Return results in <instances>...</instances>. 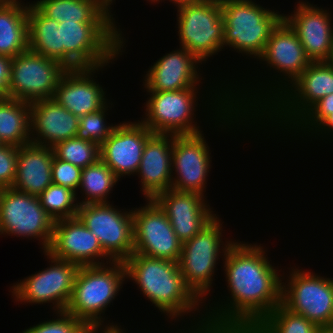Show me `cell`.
I'll list each match as a JSON object with an SVG mask.
<instances>
[{"instance_id": "46", "label": "cell", "mask_w": 333, "mask_h": 333, "mask_svg": "<svg viewBox=\"0 0 333 333\" xmlns=\"http://www.w3.org/2000/svg\"><path fill=\"white\" fill-rule=\"evenodd\" d=\"M111 13H115L113 12L112 10V5L114 4L115 5V1L116 0H99Z\"/></svg>"}, {"instance_id": "40", "label": "cell", "mask_w": 333, "mask_h": 333, "mask_svg": "<svg viewBox=\"0 0 333 333\" xmlns=\"http://www.w3.org/2000/svg\"><path fill=\"white\" fill-rule=\"evenodd\" d=\"M17 157V146L0 145V189L13 186L17 172Z\"/></svg>"}, {"instance_id": "49", "label": "cell", "mask_w": 333, "mask_h": 333, "mask_svg": "<svg viewBox=\"0 0 333 333\" xmlns=\"http://www.w3.org/2000/svg\"><path fill=\"white\" fill-rule=\"evenodd\" d=\"M318 333H333V327L321 328Z\"/></svg>"}, {"instance_id": "2", "label": "cell", "mask_w": 333, "mask_h": 333, "mask_svg": "<svg viewBox=\"0 0 333 333\" xmlns=\"http://www.w3.org/2000/svg\"><path fill=\"white\" fill-rule=\"evenodd\" d=\"M223 79L219 80L218 82L221 84L218 83L217 85L215 84L216 80H213V87L210 85L211 88H208L210 91L204 88L205 91H208L206 92L208 95L200 93L202 88H188L177 91H146V95L149 96L146 98L144 106H142L145 111L140 121L153 134L193 135L201 133L203 132L202 126L196 119L198 115L196 111L201 106L198 100L201 98L203 99L201 100L202 103H204V99L208 97L206 99L208 105L205 106H207V110H210L208 116L210 115L209 118L214 120L215 123L212 124L217 127V130L218 128L221 131L226 129L225 132L229 129L227 131L229 132L233 129L238 130L239 127H243V130H246L245 127H249L248 129L252 130L254 125V131L256 119L247 112L231 105L230 87L235 83V78L232 81H227V78Z\"/></svg>"}, {"instance_id": "11", "label": "cell", "mask_w": 333, "mask_h": 333, "mask_svg": "<svg viewBox=\"0 0 333 333\" xmlns=\"http://www.w3.org/2000/svg\"><path fill=\"white\" fill-rule=\"evenodd\" d=\"M287 269L288 274L282 273L281 304L320 328L333 327V278L299 266Z\"/></svg>"}, {"instance_id": "38", "label": "cell", "mask_w": 333, "mask_h": 333, "mask_svg": "<svg viewBox=\"0 0 333 333\" xmlns=\"http://www.w3.org/2000/svg\"><path fill=\"white\" fill-rule=\"evenodd\" d=\"M82 169L54 156L52 162V182L65 186L77 193L81 182Z\"/></svg>"}, {"instance_id": "13", "label": "cell", "mask_w": 333, "mask_h": 333, "mask_svg": "<svg viewBox=\"0 0 333 333\" xmlns=\"http://www.w3.org/2000/svg\"><path fill=\"white\" fill-rule=\"evenodd\" d=\"M55 221L39 198L13 187L0 189V236L36 239L40 252L50 246Z\"/></svg>"}, {"instance_id": "28", "label": "cell", "mask_w": 333, "mask_h": 333, "mask_svg": "<svg viewBox=\"0 0 333 333\" xmlns=\"http://www.w3.org/2000/svg\"><path fill=\"white\" fill-rule=\"evenodd\" d=\"M28 3L0 6V55L12 59L29 48Z\"/></svg>"}, {"instance_id": "3", "label": "cell", "mask_w": 333, "mask_h": 333, "mask_svg": "<svg viewBox=\"0 0 333 333\" xmlns=\"http://www.w3.org/2000/svg\"><path fill=\"white\" fill-rule=\"evenodd\" d=\"M258 61L259 64H263L265 68H268L267 77L265 76L263 79H259L258 75L252 77V74H248V76H250L247 80L243 81L244 84L236 79V83L230 87L231 105L247 112L255 119H257L311 63V60L305 54V50L296 32L284 19H282L271 32L264 52L257 59V62ZM270 74H273V76ZM250 77H252V79H250ZM264 78L266 79L264 80ZM253 79L256 80L254 81ZM246 81L248 84L245 83Z\"/></svg>"}, {"instance_id": "17", "label": "cell", "mask_w": 333, "mask_h": 333, "mask_svg": "<svg viewBox=\"0 0 333 333\" xmlns=\"http://www.w3.org/2000/svg\"><path fill=\"white\" fill-rule=\"evenodd\" d=\"M204 131L193 135H175L172 143L171 189L180 192H205L212 168V154Z\"/></svg>"}, {"instance_id": "16", "label": "cell", "mask_w": 333, "mask_h": 333, "mask_svg": "<svg viewBox=\"0 0 333 333\" xmlns=\"http://www.w3.org/2000/svg\"><path fill=\"white\" fill-rule=\"evenodd\" d=\"M145 201L133 208V253L178 262L182 243L167 215L153 199Z\"/></svg>"}, {"instance_id": "10", "label": "cell", "mask_w": 333, "mask_h": 333, "mask_svg": "<svg viewBox=\"0 0 333 333\" xmlns=\"http://www.w3.org/2000/svg\"><path fill=\"white\" fill-rule=\"evenodd\" d=\"M174 9L177 10L175 28L178 30L176 32L180 47L195 55L203 65L209 58L225 50L220 0L181 3Z\"/></svg>"}, {"instance_id": "8", "label": "cell", "mask_w": 333, "mask_h": 333, "mask_svg": "<svg viewBox=\"0 0 333 333\" xmlns=\"http://www.w3.org/2000/svg\"><path fill=\"white\" fill-rule=\"evenodd\" d=\"M224 22L223 47L257 59L283 13L265 8L255 0H220ZM281 12V13H280Z\"/></svg>"}, {"instance_id": "14", "label": "cell", "mask_w": 333, "mask_h": 333, "mask_svg": "<svg viewBox=\"0 0 333 333\" xmlns=\"http://www.w3.org/2000/svg\"><path fill=\"white\" fill-rule=\"evenodd\" d=\"M113 203L79 205L77 217L113 261H124L134 252L133 207L120 209Z\"/></svg>"}, {"instance_id": "23", "label": "cell", "mask_w": 333, "mask_h": 333, "mask_svg": "<svg viewBox=\"0 0 333 333\" xmlns=\"http://www.w3.org/2000/svg\"><path fill=\"white\" fill-rule=\"evenodd\" d=\"M153 200L167 215L182 244L197 235L218 215L210 206V201L198 193L168 189Z\"/></svg>"}, {"instance_id": "6", "label": "cell", "mask_w": 333, "mask_h": 333, "mask_svg": "<svg viewBox=\"0 0 333 333\" xmlns=\"http://www.w3.org/2000/svg\"><path fill=\"white\" fill-rule=\"evenodd\" d=\"M124 283L127 282L123 261L80 266L65 311L85 325L109 324L110 320L105 317V312L111 303L113 306V301L119 295Z\"/></svg>"}, {"instance_id": "37", "label": "cell", "mask_w": 333, "mask_h": 333, "mask_svg": "<svg viewBox=\"0 0 333 333\" xmlns=\"http://www.w3.org/2000/svg\"><path fill=\"white\" fill-rule=\"evenodd\" d=\"M85 328L82 321L63 311L53 313L52 319L40 321L20 333H84Z\"/></svg>"}, {"instance_id": "25", "label": "cell", "mask_w": 333, "mask_h": 333, "mask_svg": "<svg viewBox=\"0 0 333 333\" xmlns=\"http://www.w3.org/2000/svg\"><path fill=\"white\" fill-rule=\"evenodd\" d=\"M30 124L31 143L53 147L76 137L79 117L50 98L30 104Z\"/></svg>"}, {"instance_id": "39", "label": "cell", "mask_w": 333, "mask_h": 333, "mask_svg": "<svg viewBox=\"0 0 333 333\" xmlns=\"http://www.w3.org/2000/svg\"><path fill=\"white\" fill-rule=\"evenodd\" d=\"M254 327L237 321H223L203 316L196 319V333H251Z\"/></svg>"}, {"instance_id": "32", "label": "cell", "mask_w": 333, "mask_h": 333, "mask_svg": "<svg viewBox=\"0 0 333 333\" xmlns=\"http://www.w3.org/2000/svg\"><path fill=\"white\" fill-rule=\"evenodd\" d=\"M320 327L281 303L255 328L257 333H318Z\"/></svg>"}, {"instance_id": "48", "label": "cell", "mask_w": 333, "mask_h": 333, "mask_svg": "<svg viewBox=\"0 0 333 333\" xmlns=\"http://www.w3.org/2000/svg\"><path fill=\"white\" fill-rule=\"evenodd\" d=\"M326 62L329 63L333 67V44L331 46V51H330L329 57Z\"/></svg>"}, {"instance_id": "31", "label": "cell", "mask_w": 333, "mask_h": 333, "mask_svg": "<svg viewBox=\"0 0 333 333\" xmlns=\"http://www.w3.org/2000/svg\"><path fill=\"white\" fill-rule=\"evenodd\" d=\"M119 181L120 179L101 159L95 164L83 168L80 186L76 193L79 205L110 203L109 195L113 193V189Z\"/></svg>"}, {"instance_id": "43", "label": "cell", "mask_w": 333, "mask_h": 333, "mask_svg": "<svg viewBox=\"0 0 333 333\" xmlns=\"http://www.w3.org/2000/svg\"><path fill=\"white\" fill-rule=\"evenodd\" d=\"M126 331L119 323L111 321L109 324L86 325L84 333H127Z\"/></svg>"}, {"instance_id": "45", "label": "cell", "mask_w": 333, "mask_h": 333, "mask_svg": "<svg viewBox=\"0 0 333 333\" xmlns=\"http://www.w3.org/2000/svg\"><path fill=\"white\" fill-rule=\"evenodd\" d=\"M17 4H25L22 0H0V6L2 5H17Z\"/></svg>"}, {"instance_id": "4", "label": "cell", "mask_w": 333, "mask_h": 333, "mask_svg": "<svg viewBox=\"0 0 333 333\" xmlns=\"http://www.w3.org/2000/svg\"><path fill=\"white\" fill-rule=\"evenodd\" d=\"M123 263L126 282L135 283L137 290L170 324L184 323L185 317L191 321V316L196 320L205 315L204 304L186 286L178 262L132 253Z\"/></svg>"}, {"instance_id": "47", "label": "cell", "mask_w": 333, "mask_h": 333, "mask_svg": "<svg viewBox=\"0 0 333 333\" xmlns=\"http://www.w3.org/2000/svg\"><path fill=\"white\" fill-rule=\"evenodd\" d=\"M164 1H169L170 3H172V5L174 4V6H176L181 3L195 2L199 0H164Z\"/></svg>"}, {"instance_id": "24", "label": "cell", "mask_w": 333, "mask_h": 333, "mask_svg": "<svg viewBox=\"0 0 333 333\" xmlns=\"http://www.w3.org/2000/svg\"><path fill=\"white\" fill-rule=\"evenodd\" d=\"M173 134H153L146 142L135 177L139 178L141 194L154 199L171 189Z\"/></svg>"}, {"instance_id": "50", "label": "cell", "mask_w": 333, "mask_h": 333, "mask_svg": "<svg viewBox=\"0 0 333 333\" xmlns=\"http://www.w3.org/2000/svg\"><path fill=\"white\" fill-rule=\"evenodd\" d=\"M146 1H148L149 4H151V3H152V4H153V3H154V4H159V3L161 4L162 1L164 2V0H146Z\"/></svg>"}, {"instance_id": "29", "label": "cell", "mask_w": 333, "mask_h": 333, "mask_svg": "<svg viewBox=\"0 0 333 333\" xmlns=\"http://www.w3.org/2000/svg\"><path fill=\"white\" fill-rule=\"evenodd\" d=\"M28 47L33 52L61 63V37L59 23L43 15L28 3Z\"/></svg>"}, {"instance_id": "20", "label": "cell", "mask_w": 333, "mask_h": 333, "mask_svg": "<svg viewBox=\"0 0 333 333\" xmlns=\"http://www.w3.org/2000/svg\"><path fill=\"white\" fill-rule=\"evenodd\" d=\"M153 132L140 120L117 123L110 136L100 145V159L121 180L135 176L147 140Z\"/></svg>"}, {"instance_id": "42", "label": "cell", "mask_w": 333, "mask_h": 333, "mask_svg": "<svg viewBox=\"0 0 333 333\" xmlns=\"http://www.w3.org/2000/svg\"><path fill=\"white\" fill-rule=\"evenodd\" d=\"M11 61V58L0 55V94L3 97H7Z\"/></svg>"}, {"instance_id": "27", "label": "cell", "mask_w": 333, "mask_h": 333, "mask_svg": "<svg viewBox=\"0 0 333 333\" xmlns=\"http://www.w3.org/2000/svg\"><path fill=\"white\" fill-rule=\"evenodd\" d=\"M43 15L58 23H119L99 0H36L31 2Z\"/></svg>"}, {"instance_id": "19", "label": "cell", "mask_w": 333, "mask_h": 333, "mask_svg": "<svg viewBox=\"0 0 333 333\" xmlns=\"http://www.w3.org/2000/svg\"><path fill=\"white\" fill-rule=\"evenodd\" d=\"M295 3L291 13H283V19L296 32L311 62L327 61L333 44L332 11L307 0Z\"/></svg>"}, {"instance_id": "36", "label": "cell", "mask_w": 333, "mask_h": 333, "mask_svg": "<svg viewBox=\"0 0 333 333\" xmlns=\"http://www.w3.org/2000/svg\"><path fill=\"white\" fill-rule=\"evenodd\" d=\"M333 110V93L316 102L286 133L287 136L307 137ZM302 132V133H301ZM295 133V134H293ZM305 134V135H304ZM305 136V137H304Z\"/></svg>"}, {"instance_id": "34", "label": "cell", "mask_w": 333, "mask_h": 333, "mask_svg": "<svg viewBox=\"0 0 333 333\" xmlns=\"http://www.w3.org/2000/svg\"><path fill=\"white\" fill-rule=\"evenodd\" d=\"M52 149L56 158L81 169L95 164L100 159V146L97 143L80 140L77 137L60 141Z\"/></svg>"}, {"instance_id": "44", "label": "cell", "mask_w": 333, "mask_h": 333, "mask_svg": "<svg viewBox=\"0 0 333 333\" xmlns=\"http://www.w3.org/2000/svg\"><path fill=\"white\" fill-rule=\"evenodd\" d=\"M186 324H187V322L185 321L184 328L186 330L184 328L182 329L180 327V328H177V330L173 333H196V320H191L190 323L187 324V327H186ZM167 332L171 333L170 331H167Z\"/></svg>"}, {"instance_id": "7", "label": "cell", "mask_w": 333, "mask_h": 333, "mask_svg": "<svg viewBox=\"0 0 333 333\" xmlns=\"http://www.w3.org/2000/svg\"><path fill=\"white\" fill-rule=\"evenodd\" d=\"M120 27L117 23H59L61 64L79 69L111 63L123 51Z\"/></svg>"}, {"instance_id": "22", "label": "cell", "mask_w": 333, "mask_h": 333, "mask_svg": "<svg viewBox=\"0 0 333 333\" xmlns=\"http://www.w3.org/2000/svg\"><path fill=\"white\" fill-rule=\"evenodd\" d=\"M152 64L146 74H143L142 89L145 88L144 92L177 91L205 86L201 85L205 83L201 69L203 63L184 47L179 46V48L165 53Z\"/></svg>"}, {"instance_id": "15", "label": "cell", "mask_w": 333, "mask_h": 333, "mask_svg": "<svg viewBox=\"0 0 333 333\" xmlns=\"http://www.w3.org/2000/svg\"><path fill=\"white\" fill-rule=\"evenodd\" d=\"M68 69L29 48L12 58L7 97L26 103L50 99Z\"/></svg>"}, {"instance_id": "41", "label": "cell", "mask_w": 333, "mask_h": 333, "mask_svg": "<svg viewBox=\"0 0 333 333\" xmlns=\"http://www.w3.org/2000/svg\"><path fill=\"white\" fill-rule=\"evenodd\" d=\"M312 136L319 140H331L332 143L333 139L330 138H333V110H329V115L307 136L310 138L306 139H311L312 141V138H314Z\"/></svg>"}, {"instance_id": "35", "label": "cell", "mask_w": 333, "mask_h": 333, "mask_svg": "<svg viewBox=\"0 0 333 333\" xmlns=\"http://www.w3.org/2000/svg\"><path fill=\"white\" fill-rule=\"evenodd\" d=\"M113 104L115 103L110 100L99 111L80 117L76 137L80 140L97 143L100 146L117 125L116 122H114L115 124L107 122L108 112L115 106Z\"/></svg>"}, {"instance_id": "5", "label": "cell", "mask_w": 333, "mask_h": 333, "mask_svg": "<svg viewBox=\"0 0 333 333\" xmlns=\"http://www.w3.org/2000/svg\"><path fill=\"white\" fill-rule=\"evenodd\" d=\"M332 93L333 67L326 61L311 62L256 119L255 131L260 132L265 127V131H269L272 126V131L275 127L276 133L285 134L316 102Z\"/></svg>"}, {"instance_id": "21", "label": "cell", "mask_w": 333, "mask_h": 333, "mask_svg": "<svg viewBox=\"0 0 333 333\" xmlns=\"http://www.w3.org/2000/svg\"><path fill=\"white\" fill-rule=\"evenodd\" d=\"M52 257L80 266L102 265L113 260L103 251L97 237L76 217L55 221L46 251Z\"/></svg>"}, {"instance_id": "26", "label": "cell", "mask_w": 333, "mask_h": 333, "mask_svg": "<svg viewBox=\"0 0 333 333\" xmlns=\"http://www.w3.org/2000/svg\"><path fill=\"white\" fill-rule=\"evenodd\" d=\"M52 147L28 143L18 147L17 172L13 188L38 197L52 184Z\"/></svg>"}, {"instance_id": "1", "label": "cell", "mask_w": 333, "mask_h": 333, "mask_svg": "<svg viewBox=\"0 0 333 333\" xmlns=\"http://www.w3.org/2000/svg\"><path fill=\"white\" fill-rule=\"evenodd\" d=\"M270 259L263 244L235 240L221 265L227 294L218 302L208 299L204 303L205 316L255 328L281 303L283 268Z\"/></svg>"}, {"instance_id": "33", "label": "cell", "mask_w": 333, "mask_h": 333, "mask_svg": "<svg viewBox=\"0 0 333 333\" xmlns=\"http://www.w3.org/2000/svg\"><path fill=\"white\" fill-rule=\"evenodd\" d=\"M38 198L41 206L54 221L77 216L79 203L76 192L72 189L52 183Z\"/></svg>"}, {"instance_id": "12", "label": "cell", "mask_w": 333, "mask_h": 333, "mask_svg": "<svg viewBox=\"0 0 333 333\" xmlns=\"http://www.w3.org/2000/svg\"><path fill=\"white\" fill-rule=\"evenodd\" d=\"M42 253L49 265L13 283L10 286L12 299L18 305L50 304L51 312H63L70 301L79 266L54 258L46 251Z\"/></svg>"}, {"instance_id": "18", "label": "cell", "mask_w": 333, "mask_h": 333, "mask_svg": "<svg viewBox=\"0 0 333 333\" xmlns=\"http://www.w3.org/2000/svg\"><path fill=\"white\" fill-rule=\"evenodd\" d=\"M126 41L123 33V51L111 63L95 68L68 69L60 78L52 99L79 118L102 109L110 99L106 97V87L99 84L95 74L103 73L105 67L115 64L114 61L126 51Z\"/></svg>"}, {"instance_id": "30", "label": "cell", "mask_w": 333, "mask_h": 333, "mask_svg": "<svg viewBox=\"0 0 333 333\" xmlns=\"http://www.w3.org/2000/svg\"><path fill=\"white\" fill-rule=\"evenodd\" d=\"M30 142V104L3 97L0 100V143L20 147Z\"/></svg>"}, {"instance_id": "9", "label": "cell", "mask_w": 333, "mask_h": 333, "mask_svg": "<svg viewBox=\"0 0 333 333\" xmlns=\"http://www.w3.org/2000/svg\"><path fill=\"white\" fill-rule=\"evenodd\" d=\"M221 219L217 215L197 235L183 243L178 260L186 286L203 304L213 293L219 259H224L228 248L235 242L234 238L225 237L224 221Z\"/></svg>"}]
</instances>
